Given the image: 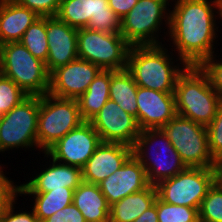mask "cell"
Instances as JSON below:
<instances>
[{
	"mask_svg": "<svg viewBox=\"0 0 222 222\" xmlns=\"http://www.w3.org/2000/svg\"><path fill=\"white\" fill-rule=\"evenodd\" d=\"M171 2L175 4L173 10H170L169 30L163 33L171 38H167V41H172L173 45L170 47H175L171 48V51L177 54V62H185L188 66H199L205 59L215 54L214 42L216 37L218 38L219 28L216 19H221V1L171 0Z\"/></svg>",
	"mask_w": 222,
	"mask_h": 222,
	"instance_id": "cell-1",
	"label": "cell"
},
{
	"mask_svg": "<svg viewBox=\"0 0 222 222\" xmlns=\"http://www.w3.org/2000/svg\"><path fill=\"white\" fill-rule=\"evenodd\" d=\"M166 48L165 44L130 47L127 70L139 87L174 93L177 79L188 65L185 62L174 64V53Z\"/></svg>",
	"mask_w": 222,
	"mask_h": 222,
	"instance_id": "cell-2",
	"label": "cell"
},
{
	"mask_svg": "<svg viewBox=\"0 0 222 222\" xmlns=\"http://www.w3.org/2000/svg\"><path fill=\"white\" fill-rule=\"evenodd\" d=\"M176 113L207 127L216 116L221 96L200 66H187L174 89Z\"/></svg>",
	"mask_w": 222,
	"mask_h": 222,
	"instance_id": "cell-3",
	"label": "cell"
},
{
	"mask_svg": "<svg viewBox=\"0 0 222 222\" xmlns=\"http://www.w3.org/2000/svg\"><path fill=\"white\" fill-rule=\"evenodd\" d=\"M132 155L144 167L148 182L154 186L186 168L162 128L141 130Z\"/></svg>",
	"mask_w": 222,
	"mask_h": 222,
	"instance_id": "cell-4",
	"label": "cell"
},
{
	"mask_svg": "<svg viewBox=\"0 0 222 222\" xmlns=\"http://www.w3.org/2000/svg\"><path fill=\"white\" fill-rule=\"evenodd\" d=\"M170 1L138 0L130 12L121 19L120 34L131 46L162 44L159 34L162 32L164 24L169 30V6L172 9V6L169 5Z\"/></svg>",
	"mask_w": 222,
	"mask_h": 222,
	"instance_id": "cell-5",
	"label": "cell"
},
{
	"mask_svg": "<svg viewBox=\"0 0 222 222\" xmlns=\"http://www.w3.org/2000/svg\"><path fill=\"white\" fill-rule=\"evenodd\" d=\"M2 75L28 96L48 94L50 74L45 62L34 57L20 41L2 44Z\"/></svg>",
	"mask_w": 222,
	"mask_h": 222,
	"instance_id": "cell-6",
	"label": "cell"
},
{
	"mask_svg": "<svg viewBox=\"0 0 222 222\" xmlns=\"http://www.w3.org/2000/svg\"><path fill=\"white\" fill-rule=\"evenodd\" d=\"M83 121L76 99H63L44 94L39 96L37 139L39 152H46L59 139Z\"/></svg>",
	"mask_w": 222,
	"mask_h": 222,
	"instance_id": "cell-7",
	"label": "cell"
},
{
	"mask_svg": "<svg viewBox=\"0 0 222 222\" xmlns=\"http://www.w3.org/2000/svg\"><path fill=\"white\" fill-rule=\"evenodd\" d=\"M39 96H27L0 116V152L13 149L37 150ZM32 147V148H31Z\"/></svg>",
	"mask_w": 222,
	"mask_h": 222,
	"instance_id": "cell-8",
	"label": "cell"
},
{
	"mask_svg": "<svg viewBox=\"0 0 222 222\" xmlns=\"http://www.w3.org/2000/svg\"><path fill=\"white\" fill-rule=\"evenodd\" d=\"M130 47L120 33H103L89 28L78 29V58L96 64L101 70L127 69Z\"/></svg>",
	"mask_w": 222,
	"mask_h": 222,
	"instance_id": "cell-9",
	"label": "cell"
},
{
	"mask_svg": "<svg viewBox=\"0 0 222 222\" xmlns=\"http://www.w3.org/2000/svg\"><path fill=\"white\" fill-rule=\"evenodd\" d=\"M162 129L186 167H214L205 126L176 114Z\"/></svg>",
	"mask_w": 222,
	"mask_h": 222,
	"instance_id": "cell-10",
	"label": "cell"
},
{
	"mask_svg": "<svg viewBox=\"0 0 222 222\" xmlns=\"http://www.w3.org/2000/svg\"><path fill=\"white\" fill-rule=\"evenodd\" d=\"M215 182L213 168L186 167L172 178L155 185L157 197L166 203L199 209Z\"/></svg>",
	"mask_w": 222,
	"mask_h": 222,
	"instance_id": "cell-11",
	"label": "cell"
},
{
	"mask_svg": "<svg viewBox=\"0 0 222 222\" xmlns=\"http://www.w3.org/2000/svg\"><path fill=\"white\" fill-rule=\"evenodd\" d=\"M56 16L76 29L120 33L121 20L110 9L108 0H61Z\"/></svg>",
	"mask_w": 222,
	"mask_h": 222,
	"instance_id": "cell-12",
	"label": "cell"
},
{
	"mask_svg": "<svg viewBox=\"0 0 222 222\" xmlns=\"http://www.w3.org/2000/svg\"><path fill=\"white\" fill-rule=\"evenodd\" d=\"M101 142L92 124L84 121L53 144L46 153L57 162L82 168Z\"/></svg>",
	"mask_w": 222,
	"mask_h": 222,
	"instance_id": "cell-13",
	"label": "cell"
},
{
	"mask_svg": "<svg viewBox=\"0 0 222 222\" xmlns=\"http://www.w3.org/2000/svg\"><path fill=\"white\" fill-rule=\"evenodd\" d=\"M89 122L102 142L121 143L130 147H133L141 131L136 118L110 99Z\"/></svg>",
	"mask_w": 222,
	"mask_h": 222,
	"instance_id": "cell-14",
	"label": "cell"
},
{
	"mask_svg": "<svg viewBox=\"0 0 222 222\" xmlns=\"http://www.w3.org/2000/svg\"><path fill=\"white\" fill-rule=\"evenodd\" d=\"M100 71L96 64L77 58L50 73L48 93L58 98L77 100Z\"/></svg>",
	"mask_w": 222,
	"mask_h": 222,
	"instance_id": "cell-15",
	"label": "cell"
},
{
	"mask_svg": "<svg viewBox=\"0 0 222 222\" xmlns=\"http://www.w3.org/2000/svg\"><path fill=\"white\" fill-rule=\"evenodd\" d=\"M149 185L144 167L133 155L98 184L109 206L132 193L142 191Z\"/></svg>",
	"mask_w": 222,
	"mask_h": 222,
	"instance_id": "cell-16",
	"label": "cell"
},
{
	"mask_svg": "<svg viewBox=\"0 0 222 222\" xmlns=\"http://www.w3.org/2000/svg\"><path fill=\"white\" fill-rule=\"evenodd\" d=\"M136 100L140 130L163 128L177 114L174 93L138 86Z\"/></svg>",
	"mask_w": 222,
	"mask_h": 222,
	"instance_id": "cell-17",
	"label": "cell"
},
{
	"mask_svg": "<svg viewBox=\"0 0 222 222\" xmlns=\"http://www.w3.org/2000/svg\"><path fill=\"white\" fill-rule=\"evenodd\" d=\"M46 34L49 50L45 66L50 74L78 58V29L69 26L57 16H50L46 17Z\"/></svg>",
	"mask_w": 222,
	"mask_h": 222,
	"instance_id": "cell-18",
	"label": "cell"
},
{
	"mask_svg": "<svg viewBox=\"0 0 222 222\" xmlns=\"http://www.w3.org/2000/svg\"><path fill=\"white\" fill-rule=\"evenodd\" d=\"M44 157L49 158L50 165L36 176L32 175V178L30 176L28 182L21 183L20 193H44L63 187L75 190L83 182L81 168L57 162L46 152Z\"/></svg>",
	"mask_w": 222,
	"mask_h": 222,
	"instance_id": "cell-19",
	"label": "cell"
},
{
	"mask_svg": "<svg viewBox=\"0 0 222 222\" xmlns=\"http://www.w3.org/2000/svg\"><path fill=\"white\" fill-rule=\"evenodd\" d=\"M132 155V147L121 143L101 142L81 168L83 181L98 185L118 170Z\"/></svg>",
	"mask_w": 222,
	"mask_h": 222,
	"instance_id": "cell-20",
	"label": "cell"
},
{
	"mask_svg": "<svg viewBox=\"0 0 222 222\" xmlns=\"http://www.w3.org/2000/svg\"><path fill=\"white\" fill-rule=\"evenodd\" d=\"M39 16L14 0H0V44L18 42Z\"/></svg>",
	"mask_w": 222,
	"mask_h": 222,
	"instance_id": "cell-21",
	"label": "cell"
},
{
	"mask_svg": "<svg viewBox=\"0 0 222 222\" xmlns=\"http://www.w3.org/2000/svg\"><path fill=\"white\" fill-rule=\"evenodd\" d=\"M73 204L86 222H109L110 206L98 185L83 181L74 190Z\"/></svg>",
	"mask_w": 222,
	"mask_h": 222,
	"instance_id": "cell-22",
	"label": "cell"
},
{
	"mask_svg": "<svg viewBox=\"0 0 222 222\" xmlns=\"http://www.w3.org/2000/svg\"><path fill=\"white\" fill-rule=\"evenodd\" d=\"M156 198V187L151 184L142 191L124 197L110 206L109 222H133L155 203Z\"/></svg>",
	"mask_w": 222,
	"mask_h": 222,
	"instance_id": "cell-23",
	"label": "cell"
},
{
	"mask_svg": "<svg viewBox=\"0 0 222 222\" xmlns=\"http://www.w3.org/2000/svg\"><path fill=\"white\" fill-rule=\"evenodd\" d=\"M110 82L111 70H101L87 91L77 99L83 121L89 122L109 100Z\"/></svg>",
	"mask_w": 222,
	"mask_h": 222,
	"instance_id": "cell-24",
	"label": "cell"
},
{
	"mask_svg": "<svg viewBox=\"0 0 222 222\" xmlns=\"http://www.w3.org/2000/svg\"><path fill=\"white\" fill-rule=\"evenodd\" d=\"M137 89L132 74L127 70H111L109 99L116 102L125 112L137 120Z\"/></svg>",
	"mask_w": 222,
	"mask_h": 222,
	"instance_id": "cell-25",
	"label": "cell"
},
{
	"mask_svg": "<svg viewBox=\"0 0 222 222\" xmlns=\"http://www.w3.org/2000/svg\"><path fill=\"white\" fill-rule=\"evenodd\" d=\"M74 190L63 187V189H53L44 193H20V196L33 198L30 208L34 210L39 222L51 217L57 211L73 203Z\"/></svg>",
	"mask_w": 222,
	"mask_h": 222,
	"instance_id": "cell-26",
	"label": "cell"
},
{
	"mask_svg": "<svg viewBox=\"0 0 222 222\" xmlns=\"http://www.w3.org/2000/svg\"><path fill=\"white\" fill-rule=\"evenodd\" d=\"M20 42L36 58L46 62L48 57V39L46 34V17H39L25 31Z\"/></svg>",
	"mask_w": 222,
	"mask_h": 222,
	"instance_id": "cell-27",
	"label": "cell"
},
{
	"mask_svg": "<svg viewBox=\"0 0 222 222\" xmlns=\"http://www.w3.org/2000/svg\"><path fill=\"white\" fill-rule=\"evenodd\" d=\"M158 222H200L199 209L173 205L157 197Z\"/></svg>",
	"mask_w": 222,
	"mask_h": 222,
	"instance_id": "cell-28",
	"label": "cell"
},
{
	"mask_svg": "<svg viewBox=\"0 0 222 222\" xmlns=\"http://www.w3.org/2000/svg\"><path fill=\"white\" fill-rule=\"evenodd\" d=\"M200 222H222V187L216 182L209 188L199 208Z\"/></svg>",
	"mask_w": 222,
	"mask_h": 222,
	"instance_id": "cell-29",
	"label": "cell"
},
{
	"mask_svg": "<svg viewBox=\"0 0 222 222\" xmlns=\"http://www.w3.org/2000/svg\"><path fill=\"white\" fill-rule=\"evenodd\" d=\"M27 96L11 79L0 75V116L8 113Z\"/></svg>",
	"mask_w": 222,
	"mask_h": 222,
	"instance_id": "cell-30",
	"label": "cell"
},
{
	"mask_svg": "<svg viewBox=\"0 0 222 222\" xmlns=\"http://www.w3.org/2000/svg\"><path fill=\"white\" fill-rule=\"evenodd\" d=\"M206 129L208 133V148L215 160L222 155V101L216 116Z\"/></svg>",
	"mask_w": 222,
	"mask_h": 222,
	"instance_id": "cell-31",
	"label": "cell"
},
{
	"mask_svg": "<svg viewBox=\"0 0 222 222\" xmlns=\"http://www.w3.org/2000/svg\"><path fill=\"white\" fill-rule=\"evenodd\" d=\"M1 164V163H0ZM3 164L0 165V218L5 214L7 208L14 202H17L20 196V186L15 184L12 179L4 174ZM15 184V185H14Z\"/></svg>",
	"mask_w": 222,
	"mask_h": 222,
	"instance_id": "cell-32",
	"label": "cell"
},
{
	"mask_svg": "<svg viewBox=\"0 0 222 222\" xmlns=\"http://www.w3.org/2000/svg\"><path fill=\"white\" fill-rule=\"evenodd\" d=\"M217 53L205 59L199 66L207 74L212 88L222 98V59H217Z\"/></svg>",
	"mask_w": 222,
	"mask_h": 222,
	"instance_id": "cell-33",
	"label": "cell"
},
{
	"mask_svg": "<svg viewBox=\"0 0 222 222\" xmlns=\"http://www.w3.org/2000/svg\"><path fill=\"white\" fill-rule=\"evenodd\" d=\"M18 4L34 11L39 17L56 16L61 0H14Z\"/></svg>",
	"mask_w": 222,
	"mask_h": 222,
	"instance_id": "cell-34",
	"label": "cell"
},
{
	"mask_svg": "<svg viewBox=\"0 0 222 222\" xmlns=\"http://www.w3.org/2000/svg\"><path fill=\"white\" fill-rule=\"evenodd\" d=\"M43 222H86V220L77 207L71 203L62 210L57 211L51 217L45 219Z\"/></svg>",
	"mask_w": 222,
	"mask_h": 222,
	"instance_id": "cell-35",
	"label": "cell"
},
{
	"mask_svg": "<svg viewBox=\"0 0 222 222\" xmlns=\"http://www.w3.org/2000/svg\"><path fill=\"white\" fill-rule=\"evenodd\" d=\"M15 204L17 203L14 201L2 216L4 222H39L33 209L30 211H23V209L26 208H22V211L19 210V212L18 210H14L16 208Z\"/></svg>",
	"mask_w": 222,
	"mask_h": 222,
	"instance_id": "cell-36",
	"label": "cell"
},
{
	"mask_svg": "<svg viewBox=\"0 0 222 222\" xmlns=\"http://www.w3.org/2000/svg\"><path fill=\"white\" fill-rule=\"evenodd\" d=\"M138 0H108L110 9L121 20L137 4Z\"/></svg>",
	"mask_w": 222,
	"mask_h": 222,
	"instance_id": "cell-37",
	"label": "cell"
},
{
	"mask_svg": "<svg viewBox=\"0 0 222 222\" xmlns=\"http://www.w3.org/2000/svg\"><path fill=\"white\" fill-rule=\"evenodd\" d=\"M133 222H158V215H157V198L155 203L148 208L144 213H142L137 219Z\"/></svg>",
	"mask_w": 222,
	"mask_h": 222,
	"instance_id": "cell-38",
	"label": "cell"
},
{
	"mask_svg": "<svg viewBox=\"0 0 222 222\" xmlns=\"http://www.w3.org/2000/svg\"><path fill=\"white\" fill-rule=\"evenodd\" d=\"M215 182L222 187V155L214 161Z\"/></svg>",
	"mask_w": 222,
	"mask_h": 222,
	"instance_id": "cell-39",
	"label": "cell"
},
{
	"mask_svg": "<svg viewBox=\"0 0 222 222\" xmlns=\"http://www.w3.org/2000/svg\"><path fill=\"white\" fill-rule=\"evenodd\" d=\"M2 74V45L0 44V75Z\"/></svg>",
	"mask_w": 222,
	"mask_h": 222,
	"instance_id": "cell-40",
	"label": "cell"
},
{
	"mask_svg": "<svg viewBox=\"0 0 222 222\" xmlns=\"http://www.w3.org/2000/svg\"><path fill=\"white\" fill-rule=\"evenodd\" d=\"M221 1V20H222V0Z\"/></svg>",
	"mask_w": 222,
	"mask_h": 222,
	"instance_id": "cell-41",
	"label": "cell"
},
{
	"mask_svg": "<svg viewBox=\"0 0 222 222\" xmlns=\"http://www.w3.org/2000/svg\"><path fill=\"white\" fill-rule=\"evenodd\" d=\"M0 222H4V219L2 217L0 218Z\"/></svg>",
	"mask_w": 222,
	"mask_h": 222,
	"instance_id": "cell-42",
	"label": "cell"
}]
</instances>
